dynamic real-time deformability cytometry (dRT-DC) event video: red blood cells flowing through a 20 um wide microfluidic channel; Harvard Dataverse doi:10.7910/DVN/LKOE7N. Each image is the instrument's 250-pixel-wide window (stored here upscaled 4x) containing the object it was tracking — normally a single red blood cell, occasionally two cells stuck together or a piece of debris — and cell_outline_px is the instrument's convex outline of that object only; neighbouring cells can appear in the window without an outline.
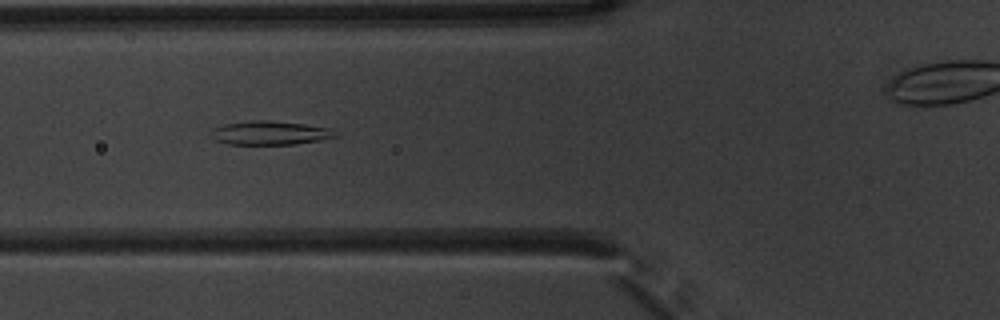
{"species": "common noctule bat (a hibernating species)", "species_latin": "Nyctalus noctula", "temperature_condition": "warm", "stored_images_in_passage": 54, "camera_frame_rate_fps": 3000, "um_per_image_px": 0.085, "animal": {"sex": "male", "body_mass_g": 20.1, "forearm_length_mm": 53.5}, "frame": {"image": 1, "passage_image": 20, "time_ms": 6.333, "image_size_px": [1000, 320], "cell_outline_px": [[340, 136], [320, 140], [292, 144], [228, 144], [216, 140], [208, 136], [208, 132], [212, 128], [224, 124], [252, 120], [268, 120], [304, 124], [328, 128], [340, 132]], "centroid_in_image_um": [22.92, 11.29], "position_along_channel_um": 102.9, "area_um2": 17.46}}
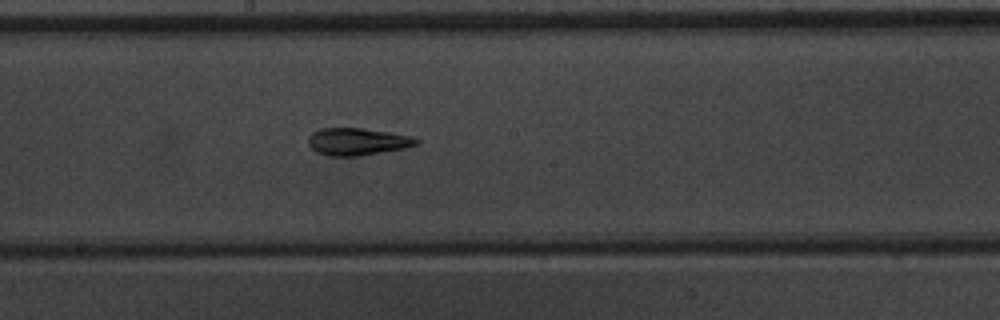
{"frame": {"image": 2, "passage_image": 29, "time_ms": 9.333, "image_size_px": [1000, 320], "cell_outline_px": [[420, 144], [404, 148], [360, 156], [332, 156], [316, 152], [308, 144], [308, 136], [312, 132], [320, 128], [364, 128], [412, 136], [420, 140]], "centroid_in_image_um": [30.38, 12.03], "position_along_channel_um": 217.8, "area_um2": 17.28}}
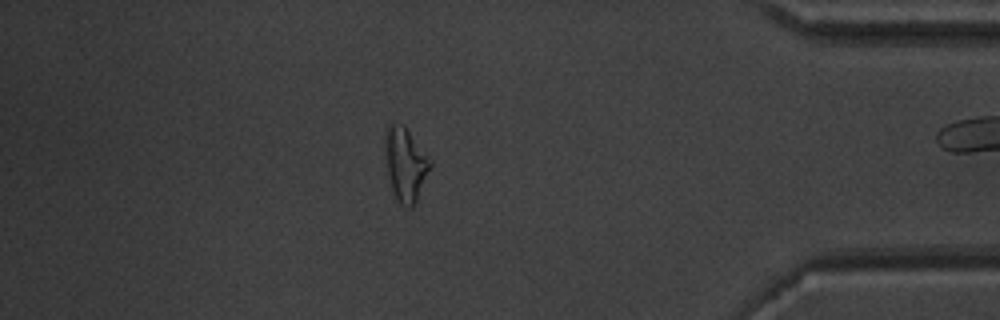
{"frame": {"image": 3, "passage_image": 46, "time_ms": 15.0, "image_size_px": [1000, 320], "cell_outline_px": [[432, 164], [416, 200], [412, 208], [408, 208], [400, 204], [392, 192], [388, 176], [384, 152], [384, 140], [388, 124], [392, 120], [404, 124], [432, 160]], "centroid_in_image_um": [34.44, 13.9], "position_along_channel_um": 400.8, "area_um2": 19.71}, "authors_computed_cell_mechanics": {"area_um2": 18.3226, "velocity_mm_per_s": 3.8124, "shape_relaxation_time_tau1_ms": null, "shape_relaxation_time_tau2_ms": 5.3045, "deformation_change_tau1": null, "deformation_change_tau2": 0.1224}}